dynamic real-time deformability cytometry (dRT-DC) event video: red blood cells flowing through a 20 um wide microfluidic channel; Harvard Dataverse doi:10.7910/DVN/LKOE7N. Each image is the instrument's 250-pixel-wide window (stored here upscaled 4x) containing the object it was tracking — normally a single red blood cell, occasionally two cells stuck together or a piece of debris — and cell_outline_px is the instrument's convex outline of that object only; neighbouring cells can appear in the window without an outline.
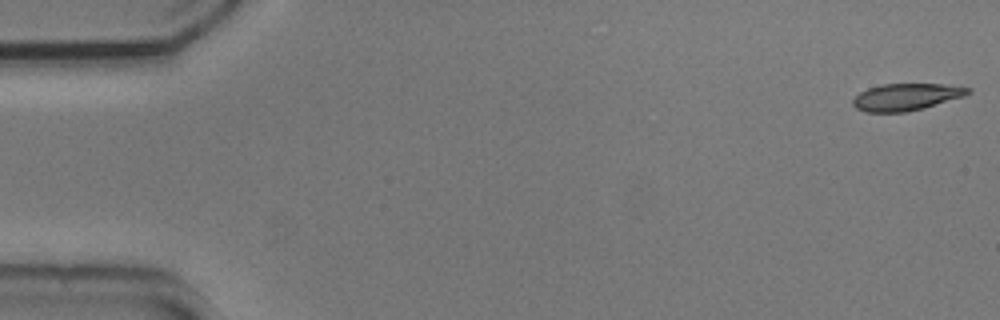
{"species": "common noctule bat (a hibernating species)", "species_latin": "Nyctalus noctula", "temperature_condition": "cold", "stored_images_in_passage": 54, "camera_frame_rate_fps": 3000, "um_per_image_px": 0.085, "animal": {"sex": "male", "body_mass_g": 20.5, "forearm_length_mm": 52.5}, "frame": {"image": 1, "passage_image": 1, "time_ms": 0.0, "image_size_px": [1000, 320], "cell_outline_px": [[972, 92], [964, 96], [924, 108], [908, 112], [864, 112], [856, 108], [852, 104], [852, 100], [860, 92], [868, 88], [880, 84], [944, 84], [972, 88]], "centroid_in_image_um": [77.03, 8.24], "position_along_channel_um": 8.0, "area_um2": 18.21}}
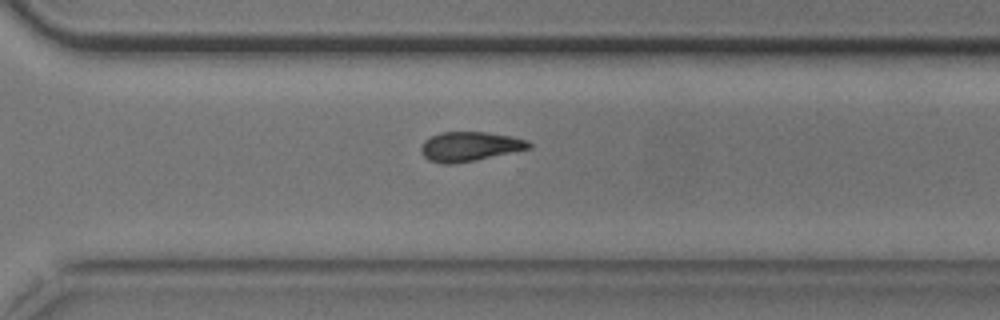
{"frame": {"image": 2, "passage_image": 38, "time_ms": 12.333, "image_size_px": [1000, 320], "cell_outline_px": [[532, 148], [476, 160], [452, 164], [444, 164], [428, 160], [420, 152], [420, 148], [424, 140], [440, 132], [484, 132], [512, 136], [528, 140], [532, 144]], "centroid_in_image_um": [39.93, 12.45], "position_along_channel_um": 330.7, "area_um2": 18.61}}
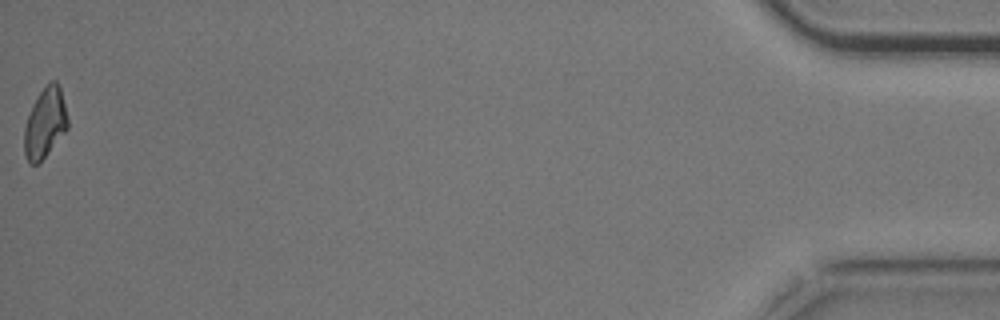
{"frame": {"image": 3, "passage_image": 54, "time_ms": 17.667, "image_size_px": [1000, 320], "cell_outline_px": [[68, 128], [48, 152], [36, 164], [28, 164], [24, 152], [24, 128], [32, 104], [48, 80], [56, 80], [60, 88], [68, 120]], "centroid_in_image_um": [3.81, 10.43], "position_along_channel_um": 431.4, "area_um2": 17.57}, "authors_computed_cell_mechanics": {"area_um2": 19.0451, "velocity_mm_per_s": 3.7352, "shape_relaxation_time_tau1_ms": 3.2303, "shape_relaxation_time_tau2_ms": 7.1141, "deformation_change_tau1": 0.1196, "deformation_change_tau2": 0.1442}}